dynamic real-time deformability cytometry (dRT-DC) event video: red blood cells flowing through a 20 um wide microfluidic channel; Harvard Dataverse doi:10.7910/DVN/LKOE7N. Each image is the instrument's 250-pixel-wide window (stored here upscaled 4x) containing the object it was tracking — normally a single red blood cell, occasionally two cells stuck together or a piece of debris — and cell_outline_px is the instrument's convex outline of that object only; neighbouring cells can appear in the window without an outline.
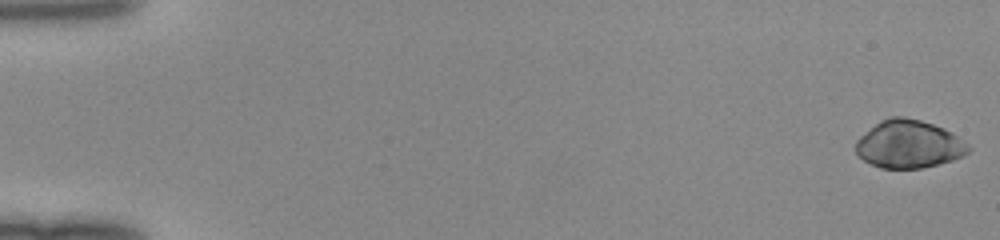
{"species": "human", "species_latin": "Homo sapiens", "temperature_condition": "room temperature", "stored_images_in_passage": 50, "camera_frame_rate_fps": 3000, "um_per_image_px": 0.085, "donor": {"sex": "female"}, "frame": {"image": 1, "passage_image": 1, "time_ms": 0.0, "image_size_px": [1000, 240], "cell_outline_px": [[972, 148], [964, 156], [952, 160], [920, 168], [880, 168], [864, 160], [856, 152], [856, 140], [860, 136], [880, 120], [888, 116], [904, 116], [920, 120], [944, 128], [952, 132], [968, 144]], "centroid_in_image_um": [77.26, 12.24], "position_along_channel_um": 7.7, "area_um2": 31.39}}
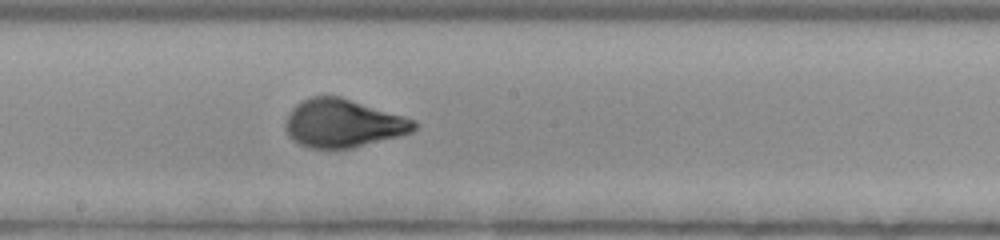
{"frame": {"image": 2, "passage_image": 29, "time_ms": 9.333, "image_size_px": [1000, 240], "cell_outline_px": [[420, 124], [412, 132], [352, 148], [308, 148], [292, 140], [288, 136], [284, 128], [284, 124], [288, 112], [300, 100], [312, 96], [340, 96], [404, 116], [416, 120]], "centroid_in_image_um": [29.12, 10.47], "position_along_channel_um": 219.1, "area_um2": 36.3}}
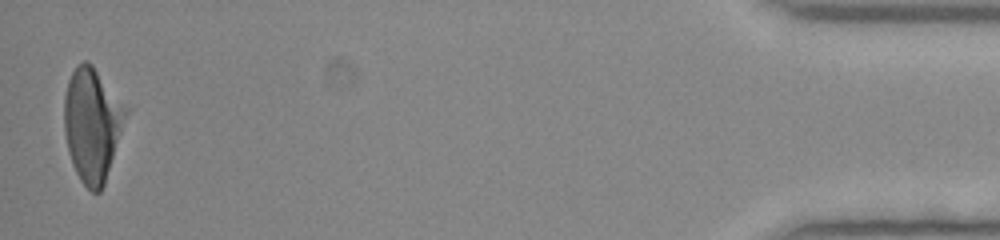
{"frame": {"image": 3, "passage_image": 50, "time_ms": 16.333, "image_size_px": [1000, 240], "cell_outline_px": [[128, 112], [104, 184], [100, 192], [92, 192], [80, 180], [72, 164], [68, 152], [64, 132], [64, 96], [68, 80], [76, 64], [84, 60], [88, 60], [92, 64], [128, 108]], "centroid_in_image_um": [7.82, 10.55], "position_along_channel_um": 427.4, "area_um2": 40.75}}